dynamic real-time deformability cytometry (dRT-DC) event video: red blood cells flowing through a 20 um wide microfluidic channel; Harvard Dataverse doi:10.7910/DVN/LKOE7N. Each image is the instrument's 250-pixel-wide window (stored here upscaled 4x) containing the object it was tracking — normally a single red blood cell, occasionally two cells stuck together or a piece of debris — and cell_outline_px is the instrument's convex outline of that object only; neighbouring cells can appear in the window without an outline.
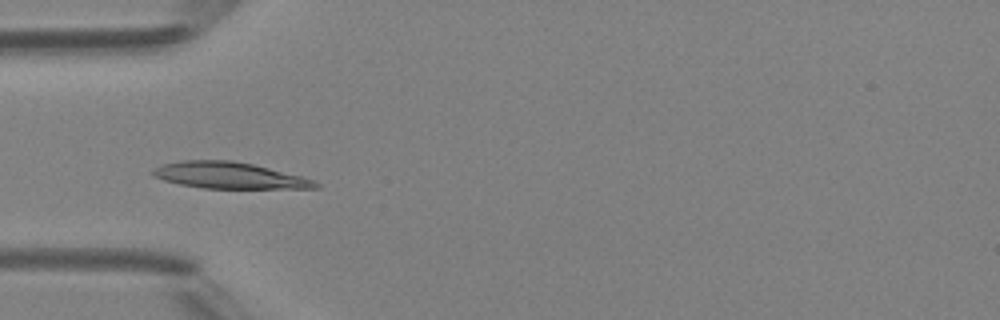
{"species": "Egyptian fruit bat (a non-hibernating species)", "species_latin": "Rousettus aegyptiacus", "temperature_condition": "room temperature", "stored_images_in_passage": 2, "camera_frame_rate_fps": 3000, "um_per_image_px": 0.085, "animal": {"sex": "female"}, "frame": {"image": 1, "passage_image": 1, "time_ms": 0.0, "image_size_px": [1000, 320], "cell_outline_px": [[320, 188], [204, 188], [180, 184], [164, 180], [152, 176], [152, 168], [164, 164], [180, 160], [232, 160], [252, 164], [300, 176], [312, 180], [320, 184]], "centroid_in_image_um": [19.43, 14.9], "position_along_channel_um": 65.6, "area_um2": 24.74}}
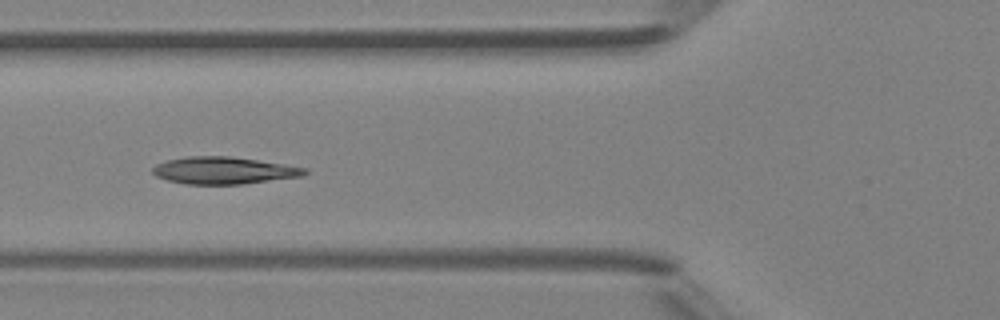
{"frame": {"image": 2, "passage_image": 2, "time_ms": 1.0, "image_size_px": [1000, 320], "cell_outline_px": [[308, 172], [304, 176], [244, 184], [188, 184], [168, 180], [156, 176], [152, 172], [152, 168], [156, 164], [168, 160], [188, 156], [232, 156], [284, 164], [308, 168]], "centroid_in_image_um": [19.06, 14.49], "position_along_channel_um": 106.7, "area_um2": 24.1}}